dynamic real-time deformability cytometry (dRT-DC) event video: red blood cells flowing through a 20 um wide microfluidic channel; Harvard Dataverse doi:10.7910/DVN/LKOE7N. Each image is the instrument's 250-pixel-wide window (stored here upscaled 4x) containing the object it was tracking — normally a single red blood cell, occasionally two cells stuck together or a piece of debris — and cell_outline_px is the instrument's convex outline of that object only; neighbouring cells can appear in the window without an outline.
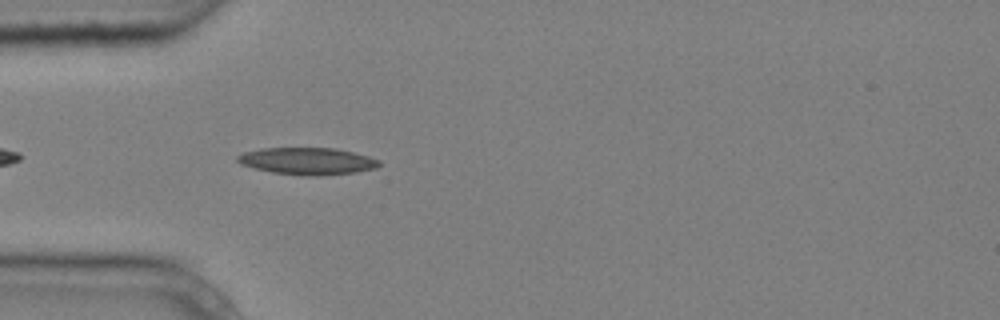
{"species": "common noctule bat (a hibernating species)", "species_latin": "Nyctalus noctula", "temperature_condition": "cold", "stored_images_in_passage": 2, "camera_frame_rate_fps": 3000, "um_per_image_px": 0.085, "animal": {"sex": "male", "body_mass_g": 20.4}, "frame": {"image": 1, "passage_image": 2, "time_ms": 0.333, "image_size_px": [1000, 320], "cell_outline_px": [[380, 164], [376, 168], [356, 172], [320, 176], [308, 176], [272, 172], [240, 164], [236, 160], [236, 156], [244, 152], [260, 148], [336, 148], [368, 156], [380, 160]], "centroid_in_image_um": [26.13, 13.69], "position_along_channel_um": 58.9, "area_um2": 22.31}}